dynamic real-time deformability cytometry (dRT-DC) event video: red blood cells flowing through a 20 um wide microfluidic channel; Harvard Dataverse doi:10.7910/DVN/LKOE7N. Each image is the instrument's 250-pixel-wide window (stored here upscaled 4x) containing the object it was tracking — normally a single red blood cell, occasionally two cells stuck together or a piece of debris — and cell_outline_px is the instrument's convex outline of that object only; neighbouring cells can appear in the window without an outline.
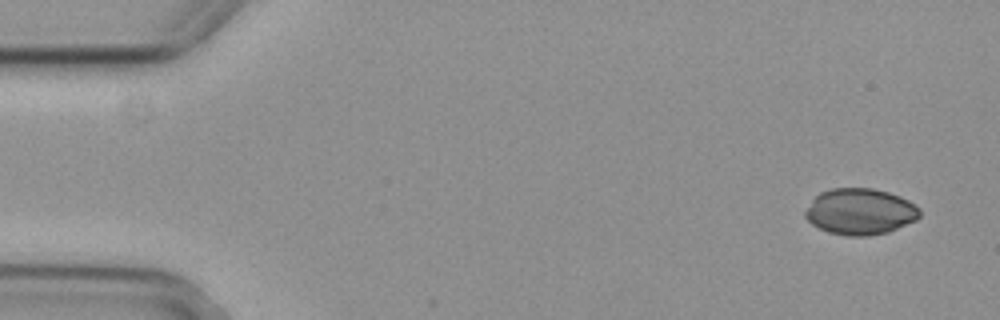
{"species": "common noctule bat (a hibernating species)", "species_latin": "Nyctalus noctula", "temperature_condition": "cold", "stored_images_in_passage": 5, "camera_frame_rate_fps": 3000, "um_per_image_px": 0.085, "animal": {"sex": "female", "body_mass_g": 29.2, "forearm_length_mm": 56.3}, "frame": {"image": 1, "passage_image": 1, "time_ms": 0.0, "image_size_px": [1000, 320], "cell_outline_px": [[920, 216], [916, 220], [888, 232], [868, 236], [848, 236], [828, 232], [812, 224], [804, 216], [804, 212], [812, 200], [820, 192], [832, 188], [872, 188], [888, 192], [900, 196], [908, 200], [920, 208]], "centroid_in_image_um": [73.11, 17.98], "position_along_channel_um": 11.9, "area_um2": 30.87}}
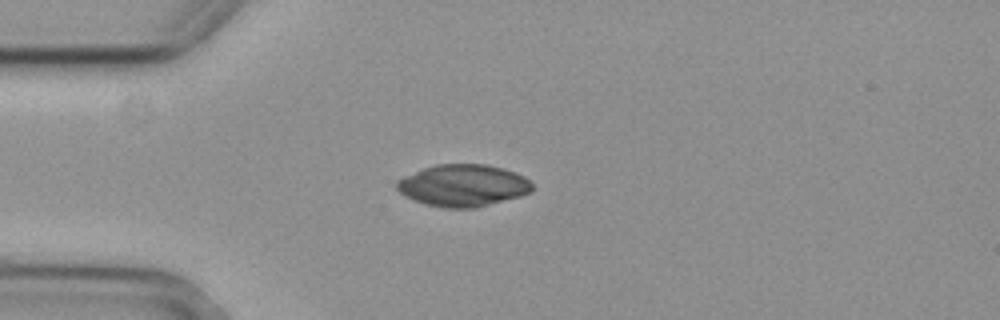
{"frame": {"image": 2, "passage_image": 4, "time_ms": 1.0, "image_size_px": [1000, 320], "cell_outline_px": [[532, 192], [520, 196], [476, 208], [444, 208], [424, 204], [404, 196], [396, 188], [396, 180], [404, 176], [424, 168], [436, 164], [488, 164], [504, 168], [516, 172], [524, 176], [532, 184]], "centroid_in_image_um": [39.36, 15.76], "position_along_channel_um": 45.6, "area_um2": 33.35}}